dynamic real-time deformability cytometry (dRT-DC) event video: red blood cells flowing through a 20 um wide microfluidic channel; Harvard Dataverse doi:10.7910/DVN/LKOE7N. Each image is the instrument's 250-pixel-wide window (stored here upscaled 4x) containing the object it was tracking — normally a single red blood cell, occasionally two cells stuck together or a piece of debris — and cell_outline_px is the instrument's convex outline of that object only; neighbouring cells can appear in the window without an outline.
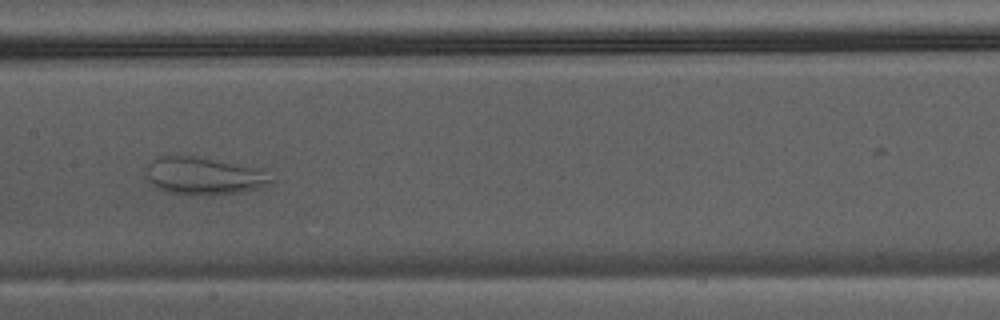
{"species": "Egyptian fruit bat (a non-hibernating species)", "species_latin": "Rousettus aegyptiacus", "temperature_condition": "warm", "stored_images_in_passage": 33, "camera_frame_rate_fps": 3000, "um_per_image_px": 0.085, "animal": {"sex": "male"}, "frame": {"image": 1, "passage_image": 10, "time_ms": 3.0, "image_size_px": [1000, 320], "cell_outline_px": [[276, 180], [260, 188], [244, 192], [196, 196], [184, 196], [164, 192], [156, 188], [148, 180], [148, 164], [156, 156], [196, 156], [260, 168]], "centroid_in_image_um": [17.33, 14.98], "position_along_channel_um": 190.1, "area_um2": 27.8}}